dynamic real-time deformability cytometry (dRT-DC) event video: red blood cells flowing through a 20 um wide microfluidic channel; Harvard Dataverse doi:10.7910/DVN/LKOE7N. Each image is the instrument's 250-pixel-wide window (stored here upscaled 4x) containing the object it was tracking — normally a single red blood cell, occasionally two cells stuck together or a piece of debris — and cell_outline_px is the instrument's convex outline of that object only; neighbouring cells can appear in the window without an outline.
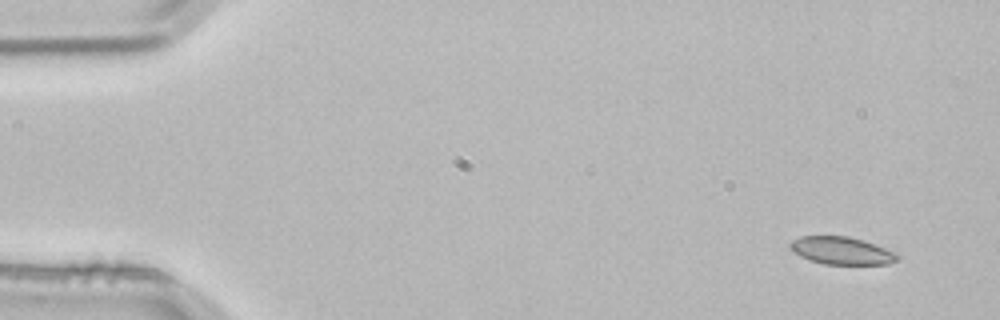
{"species": "common noctule bat (a hibernating species)", "species_latin": "Nyctalus noctula", "temperature_condition": "room temperature", "stored_images_in_passage": 3, "camera_frame_rate_fps": 3000, "um_per_image_px": 0.085, "animal": {"sex": "male", "body_mass_g": 21.5, "forearm_length_mm": 52.0}, "frame": {"image": 1, "passage_image": 1, "time_ms": 0.0, "image_size_px": [1000, 320], "cell_outline_px": [[900, 256], [896, 260], [888, 264], [824, 264], [808, 260], [800, 256], [788, 248], [788, 244], [792, 240], [800, 236], [848, 236], [864, 240], [896, 252]], "centroid_in_image_um": [71.5, 21.3], "position_along_channel_um": 13.5, "area_um2": 17.4}}
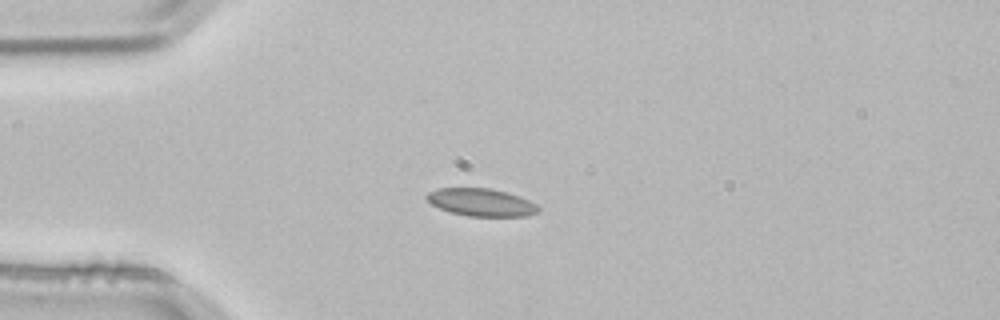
{"frame": {"image": 2, "passage_image": 3, "time_ms": 0.667, "image_size_px": [1000, 320], "cell_outline_px": [[540, 208], [536, 212], [528, 216], [468, 216], [448, 212], [432, 204], [424, 196], [428, 192], [436, 188], [492, 188], [508, 192], [520, 196], [536, 204]], "centroid_in_image_um": [40.89, 17.19], "position_along_channel_um": 44.1, "area_um2": 18.09}}